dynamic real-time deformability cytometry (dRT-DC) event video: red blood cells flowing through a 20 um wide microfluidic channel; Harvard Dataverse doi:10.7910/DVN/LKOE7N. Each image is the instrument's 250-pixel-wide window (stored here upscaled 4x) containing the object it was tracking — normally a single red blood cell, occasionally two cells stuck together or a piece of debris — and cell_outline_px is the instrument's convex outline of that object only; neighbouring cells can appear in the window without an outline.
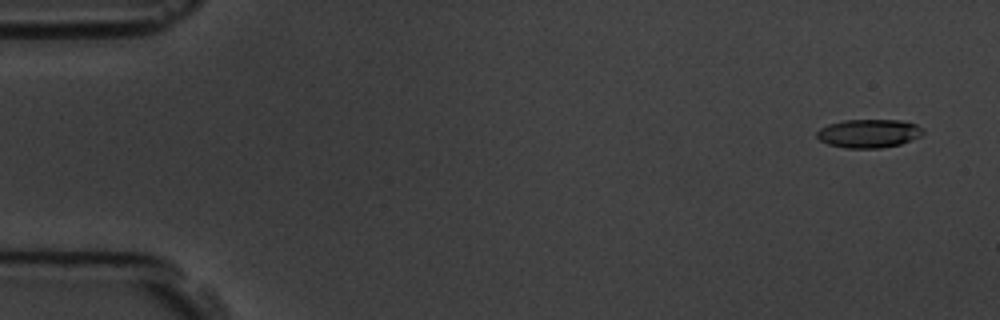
{"species": "common noctule bat (a hibernating species)", "species_latin": "Nyctalus noctula", "temperature_condition": "room temperature", "stored_images_in_passage": 5, "camera_frame_rate_fps": 3000, "um_per_image_px": 0.085, "animal": {"sex": "male", "body_mass_g": 19.5, "forearm_length_mm": 54.6}, "frame": {"image": 1, "passage_image": 1, "time_ms": 0.0, "image_size_px": [1000, 320], "cell_outline_px": [[924, 132], [920, 136], [900, 144], [880, 148], [844, 148], [828, 144], [820, 140], [816, 136], [816, 132], [820, 128], [828, 124], [844, 120], [900, 120], [916, 124]], "centroid_in_image_um": [73.81, 11.34], "position_along_channel_um": 11.2, "area_um2": 17.57}}
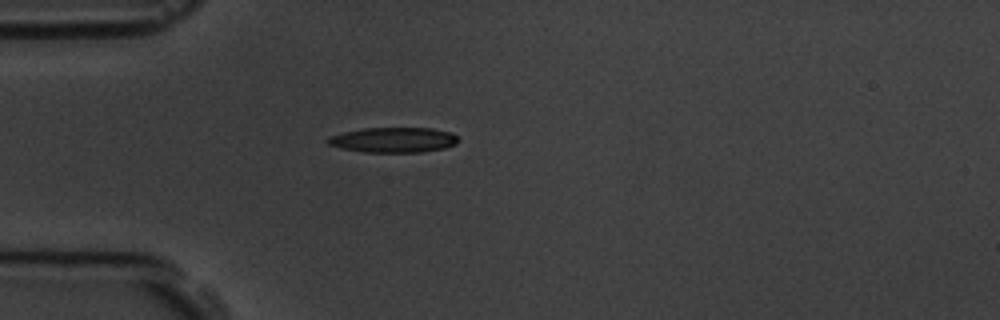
{"frame": {"image": 2, "passage_image": 4, "time_ms": 4.333, "image_size_px": [1000, 320], "cell_outline_px": [[460, 140], [456, 144], [444, 148], [420, 152], [364, 152], [340, 148], [328, 144], [328, 136], [344, 132], [364, 128], [432, 128], [452, 132]], "centroid_in_image_um": [33.47, 11.89], "position_along_channel_um": 51.5, "area_um2": 19.13}}